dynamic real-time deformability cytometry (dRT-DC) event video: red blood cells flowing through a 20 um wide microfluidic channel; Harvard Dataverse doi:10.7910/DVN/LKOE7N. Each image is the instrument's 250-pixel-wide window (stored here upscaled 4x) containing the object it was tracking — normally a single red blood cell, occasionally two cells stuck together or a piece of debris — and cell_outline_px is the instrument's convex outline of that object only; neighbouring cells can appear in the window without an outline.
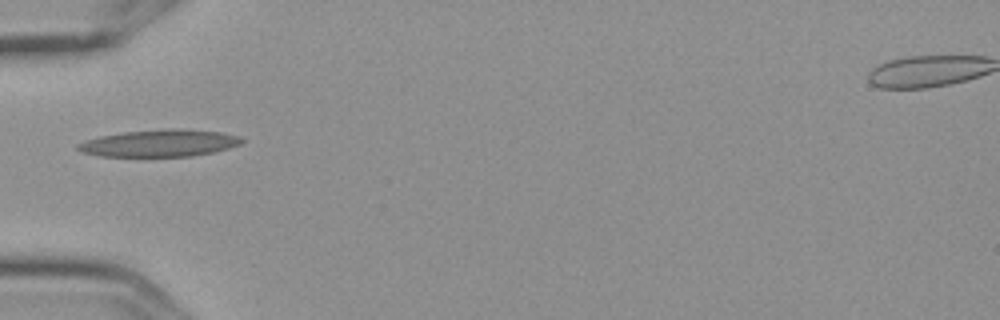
{"species": "Egyptian fruit bat (a non-hibernating species)", "species_latin": "Rousettus aegyptiacus", "temperature_condition": "cold", "stored_images_in_passage": 4, "camera_frame_rate_fps": 3000, "um_per_image_px": 0.085, "frame": {"image": 1, "passage_image": 1, "time_ms": 0.0, "image_size_px": [1000, 320], "cell_outline_px": [[244, 140], [240, 144], [228, 148], [212, 152], [192, 156], [100, 156], [80, 152], [76, 148], [76, 144], [84, 140], [100, 136], [124, 132], [164, 128], [184, 128], [220, 132], [240, 136]], "centroid_in_image_um": [13.54, 12.15], "position_along_channel_um": 71.5, "area_um2": 26.01}}
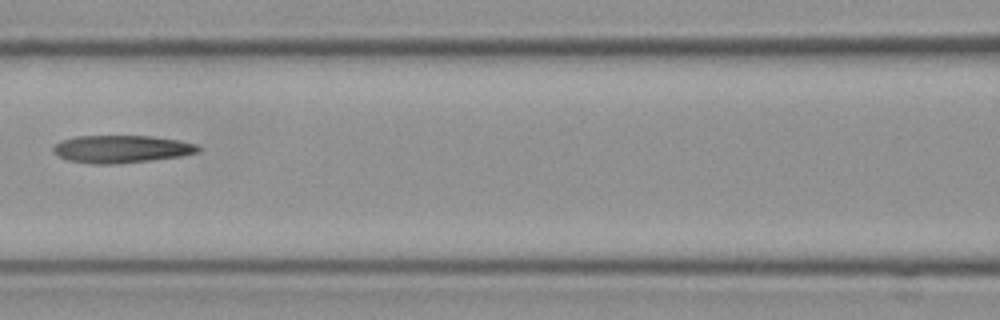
{"frame": {"image": 2, "passage_image": 3, "time_ms": 0.667, "image_size_px": [1000, 320], "cell_outline_px": [[204, 148], [200, 152], [180, 156], [116, 164], [92, 164], [68, 160], [60, 156], [52, 148], [60, 140], [76, 136], [152, 136], [180, 140], [200, 144]], "centroid_in_image_um": [10.4, 12.66], "position_along_channel_um": 156.2, "area_um2": 23.41}}
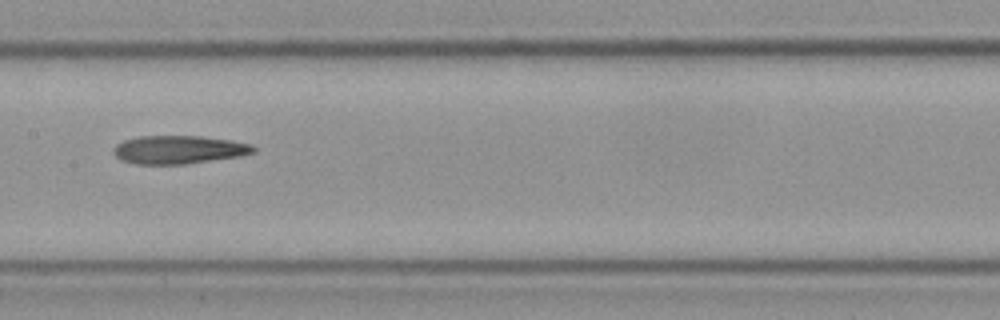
{"frame": {"image": 3, "passage_image": 4, "time_ms": 1.0, "image_size_px": [1000, 320], "cell_outline_px": [[256, 152], [240, 156], [184, 164], [136, 164], [120, 160], [112, 152], [112, 148], [116, 144], [124, 140], [140, 136], [200, 136], [232, 140], [252, 144], [256, 148]], "centroid_in_image_um": [15.19, 12.72], "position_along_channel_um": 192.2, "area_um2": 23.18}}